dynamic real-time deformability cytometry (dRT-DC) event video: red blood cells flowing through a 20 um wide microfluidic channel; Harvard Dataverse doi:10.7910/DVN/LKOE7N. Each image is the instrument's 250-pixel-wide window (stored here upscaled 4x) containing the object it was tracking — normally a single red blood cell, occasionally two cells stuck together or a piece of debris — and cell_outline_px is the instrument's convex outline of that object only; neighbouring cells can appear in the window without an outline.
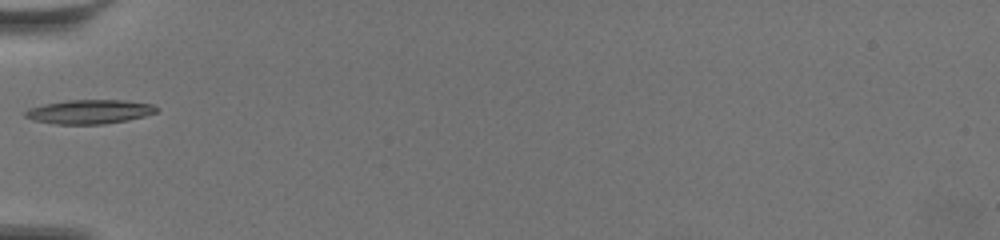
{"species": "common noctule bat (a hibernating species)", "species_latin": "Nyctalus noctula", "temperature_condition": "warm", "stored_images_in_passage": 38, "camera_frame_rate_fps": 3000, "um_per_image_px": 0.085, "animal": {"sex": "female", "body_mass_g": 19.5, "forearm_length_mm": 54.1}, "frame": {"image": 1, "passage_image": 1, "time_ms": 0.0, "image_size_px": [1000, 240], "cell_outline_px": [[160, 108], [156, 112], [144, 116], [128, 120], [104, 124], [56, 124], [32, 120], [24, 116], [24, 112], [28, 108], [44, 104], [68, 100], [124, 100], [152, 104]], "centroid_in_image_um": [7.6, 9.5], "position_along_channel_um": 77.4, "area_um2": 18.5}}
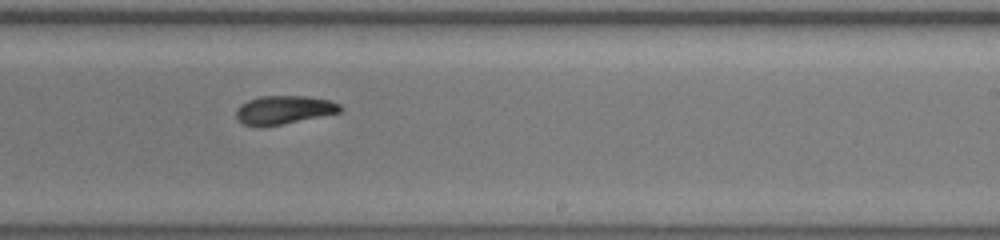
{"frame": {"image": 2, "passage_image": 17, "time_ms": 5.333, "image_size_px": [1000, 240], "cell_outline_px": [[344, 108], [340, 112], [260, 128], [244, 124], [236, 116], [236, 112], [240, 104], [248, 100], [260, 96], [304, 96], [328, 100], [340, 104]], "centroid_in_image_um": [24.1, 9.34], "position_along_channel_um": 264.9, "area_um2": 17.11}}
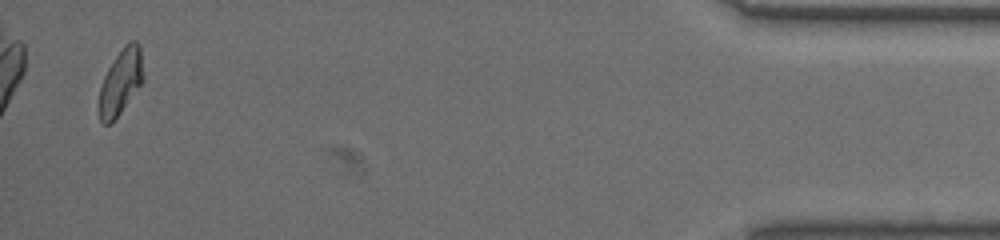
{"frame": {"image": 3, "passage_image": 37, "time_ms": 12.0, "image_size_px": [1000, 240], "cell_outline_px": [[144, 80], [112, 124], [104, 124], [100, 120], [100, 88], [104, 76], [108, 68], [124, 44], [128, 40], [136, 40], [140, 44], [144, 76]], "centroid_in_image_um": [10.29, 6.92], "position_along_channel_um": 424.9, "area_um2": 16.88}, "authors_computed_cell_mechanics": {"area_um2": 17.1088, "velocity_mm_per_s": 3.505, "shape_relaxation_time_tau1_ms": 6.1702, "shape_relaxation_time_tau2_ms": 3.2193, "deformation_change_tau1": 0.1904, "deformation_change_tau2": 0.0785}}